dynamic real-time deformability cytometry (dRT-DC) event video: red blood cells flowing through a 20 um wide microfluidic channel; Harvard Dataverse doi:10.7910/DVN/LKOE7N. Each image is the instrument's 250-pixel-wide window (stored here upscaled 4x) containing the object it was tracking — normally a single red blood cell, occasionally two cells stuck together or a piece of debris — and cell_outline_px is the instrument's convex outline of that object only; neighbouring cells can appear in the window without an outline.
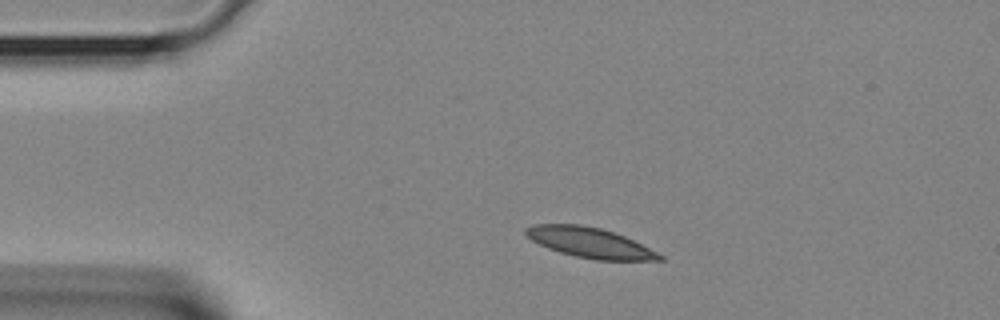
{"species": "Egyptian fruit bat (a non-hibernating species)", "species_latin": "Rousettus aegyptiacus", "temperature_condition": "room temperature", "stored_images_in_passage": 31, "camera_frame_rate_fps": 3000, "um_per_image_px": 0.085, "animal": {"sex": "female"}, "frame": {"image": 1, "passage_image": 1, "time_ms": 0.0, "image_size_px": [1000, 320], "cell_outline_px": [[664, 260], [596, 260], [576, 256], [560, 252], [548, 248], [532, 240], [524, 232], [524, 228], [532, 224], [580, 224], [600, 228], [624, 236], [664, 256]], "centroid_in_image_um": [50.1, 20.62], "position_along_channel_um": 34.9, "area_um2": 23.18}}
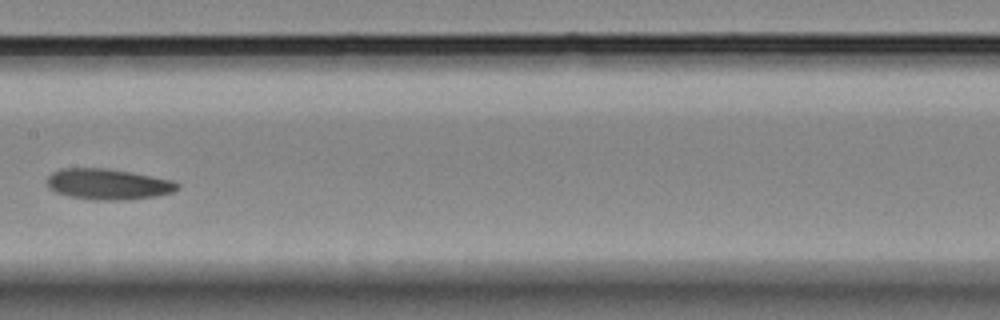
{"frame": {"image": 2, "passage_image": 13, "time_ms": 4.0, "image_size_px": [1000, 320], "cell_outline_px": [[180, 188], [172, 192], [156, 196], [128, 200], [92, 200], [68, 196], [56, 192], [48, 188], [48, 176], [52, 172], [60, 168], [108, 168], [132, 172], [172, 180], [180, 184]], "centroid_in_image_um": [9.19, 15.65], "position_along_channel_um": 198.2, "area_um2": 23.64}}
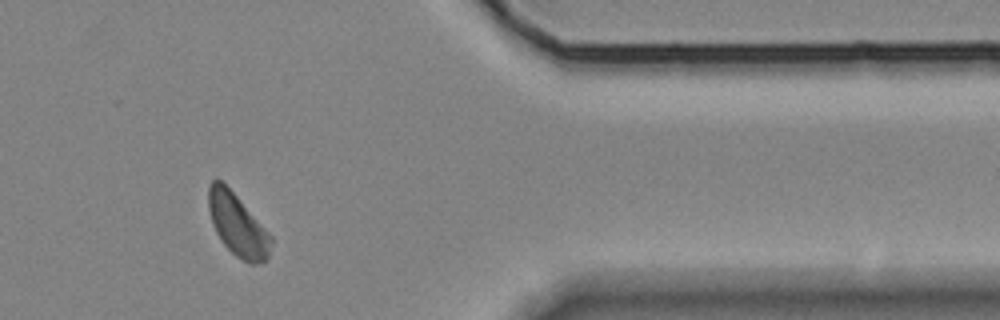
{"frame": {"image": 3, "passage_image": 26, "time_ms": 8.333, "image_size_px": [1000, 320], "cell_outline_px": [[272, 244], [268, 260], [256, 264], [248, 264], [236, 256], [220, 240], [212, 224], [208, 208], [208, 184], [212, 180], [220, 180], [236, 196], [272, 236]], "centroid_in_image_um": [20.19, 19.16], "position_along_channel_um": 391.2, "area_um2": 22.54}}